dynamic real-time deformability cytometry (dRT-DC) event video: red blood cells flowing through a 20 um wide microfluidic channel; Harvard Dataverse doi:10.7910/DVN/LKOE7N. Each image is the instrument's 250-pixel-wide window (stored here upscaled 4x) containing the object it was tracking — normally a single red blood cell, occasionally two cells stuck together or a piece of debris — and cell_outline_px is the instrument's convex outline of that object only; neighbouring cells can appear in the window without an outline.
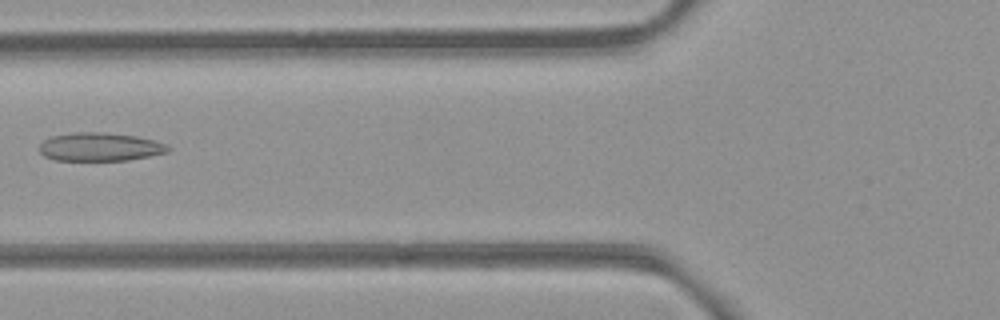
{"species": "common noctule bat (a hibernating species)", "species_latin": "Nyctalus noctula", "temperature_condition": "room temperature", "stored_images_in_passage": 5, "camera_frame_rate_fps": 3000, "um_per_image_px": 0.085, "animal": {"sex": "female", "body_mass_g": 21.9}, "frame": {"image": 1, "passage_image": 3, "time_ms": 0.667, "image_size_px": [1000, 320], "cell_outline_px": [[172, 148], [168, 152], [128, 160], [56, 160], [44, 156], [40, 152], [40, 144], [44, 140], [52, 136], [72, 132], [100, 132], [136, 136], [152, 140], [164, 144]], "centroid_in_image_um": [8.47, 12.48], "position_along_channel_um": 117.3, "area_um2": 21.1}}
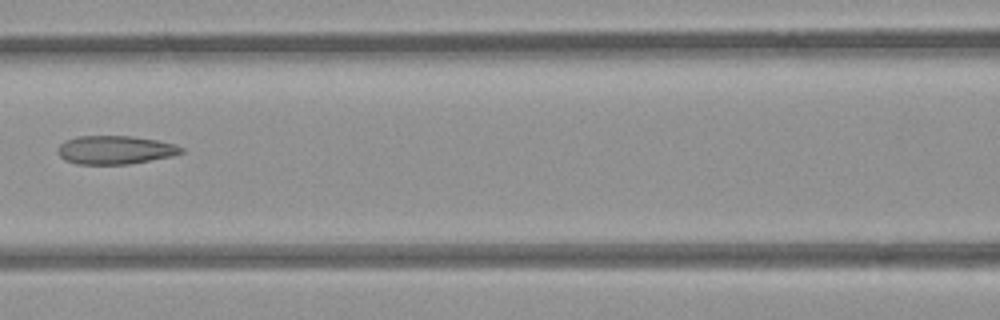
{"frame": {"image": 2, "passage_image": 4, "time_ms": 1.0, "image_size_px": [1000, 320], "cell_outline_px": [[184, 152], [172, 156], [128, 164], [76, 164], [64, 160], [56, 152], [60, 144], [64, 140], [76, 136], [132, 136], [156, 140], [172, 144], [184, 148]], "centroid_in_image_um": [9.74, 12.74], "position_along_channel_um": 156.9, "area_um2": 20.52}}
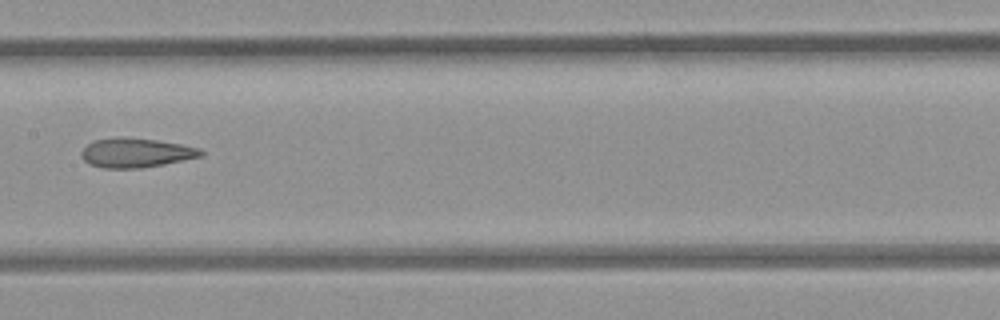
{"frame": {"image": 3, "passage_image": 5, "time_ms": 1.333, "image_size_px": [1000, 320], "cell_outline_px": [[204, 152], [200, 156], [164, 164], [140, 168], [104, 168], [88, 164], [80, 156], [80, 152], [88, 144], [96, 140], [156, 140], [180, 144], [200, 148]], "centroid_in_image_um": [11.56, 13.04], "position_along_channel_um": 195.8, "area_um2": 19.48}}